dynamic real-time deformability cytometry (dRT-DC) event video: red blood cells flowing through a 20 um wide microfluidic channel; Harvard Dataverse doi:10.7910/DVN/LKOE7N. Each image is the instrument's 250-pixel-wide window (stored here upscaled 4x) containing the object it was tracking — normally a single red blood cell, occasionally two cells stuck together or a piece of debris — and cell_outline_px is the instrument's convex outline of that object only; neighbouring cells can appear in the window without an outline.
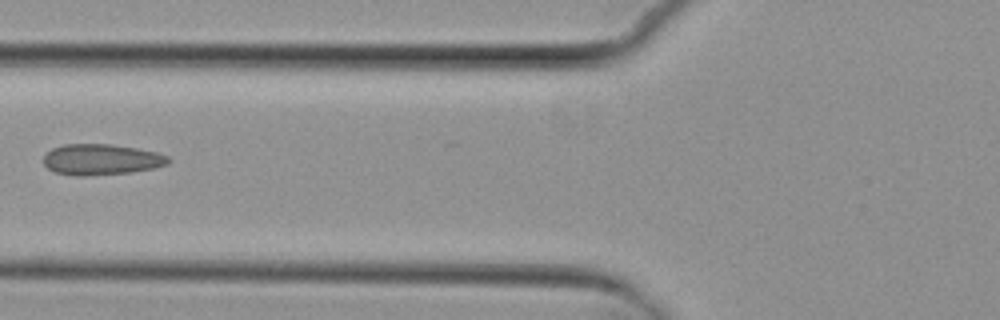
{"species": "common noctule bat (a hibernating species)", "species_latin": "Nyctalus noctula", "temperature_condition": "cold", "stored_images_in_passage": 5, "camera_frame_rate_fps": 3000, "um_per_image_px": 0.085, "animal": {"sex": "female", "body_mass_g": 29.2, "forearm_length_mm": 56.3}, "frame": {"image": 1, "passage_image": 4, "time_ms": 3.667, "image_size_px": [1000, 320], "cell_outline_px": [[172, 160], [168, 164], [156, 168], [132, 172], [84, 176], [72, 176], [56, 172], [48, 168], [44, 164], [44, 156], [52, 148], [64, 144], [112, 144], [136, 148], [156, 152], [168, 156]], "centroid_in_image_um": [8.64, 13.56], "position_along_channel_um": 117.2, "area_um2": 22.6}}
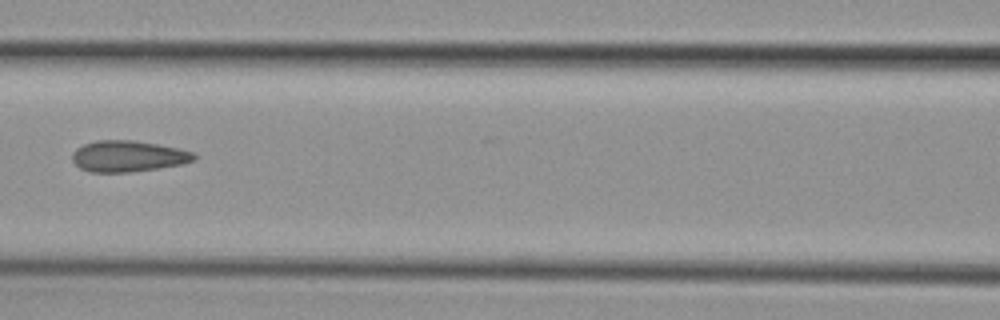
{"frame": {"image": 2, "passage_image": 5, "time_ms": 4.667, "image_size_px": [1000, 320], "cell_outline_px": [[196, 160], [180, 164], [156, 168], [128, 172], [88, 172], [80, 168], [72, 160], [72, 152], [76, 148], [84, 144], [96, 140], [132, 140], [156, 144], [176, 148], [192, 152], [196, 156]], "centroid_in_image_um": [10.83, 13.27], "position_along_channel_um": 155.8, "area_um2": 21.91}}